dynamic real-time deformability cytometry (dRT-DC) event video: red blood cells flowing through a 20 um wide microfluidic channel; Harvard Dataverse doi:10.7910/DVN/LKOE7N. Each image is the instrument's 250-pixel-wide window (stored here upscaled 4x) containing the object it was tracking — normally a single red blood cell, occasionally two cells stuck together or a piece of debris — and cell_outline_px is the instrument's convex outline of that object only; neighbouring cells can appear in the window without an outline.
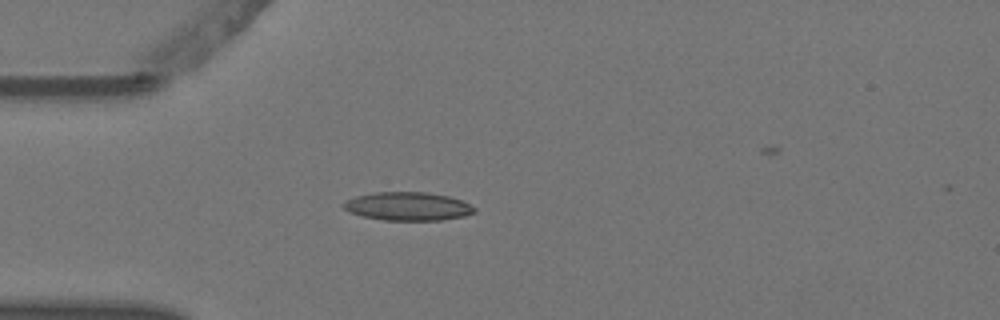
{"species": "Egyptian fruit bat (a non-hibernating species)", "species_latin": "Rousettus aegyptiacus", "temperature_condition": "warm", "stored_images_in_passage": 4, "camera_frame_rate_fps": 3000, "um_per_image_px": 0.085, "animal": {"sex": "female"}, "frame": {"image": 1, "passage_image": 4, "time_ms": 1.0, "image_size_px": [1000, 320], "cell_outline_px": [[476, 212], [464, 216], [440, 220], [384, 220], [360, 216], [348, 212], [344, 208], [344, 200], [356, 196], [376, 192], [424, 192], [448, 196], [460, 200], [476, 208]], "centroid_in_image_um": [34.63, 17.54], "position_along_channel_um": 50.4, "area_um2": 21.62}}